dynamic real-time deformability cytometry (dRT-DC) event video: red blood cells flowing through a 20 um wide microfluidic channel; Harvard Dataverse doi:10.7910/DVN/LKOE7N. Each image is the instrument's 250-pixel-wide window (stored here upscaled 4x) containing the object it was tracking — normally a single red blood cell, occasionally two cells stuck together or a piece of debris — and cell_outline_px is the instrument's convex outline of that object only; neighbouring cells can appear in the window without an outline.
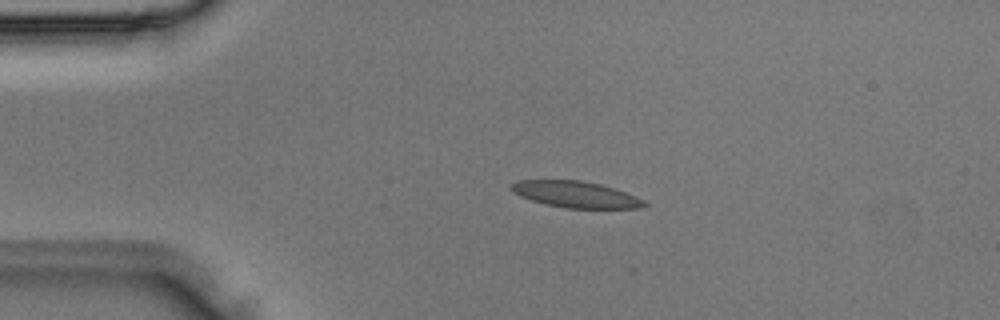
{"species": "Egyptian fruit bat (a non-hibernating species)", "species_latin": "Rousettus aegyptiacus", "temperature_condition": "room temperature", "stored_images_in_passage": 3, "camera_frame_rate_fps": 3000, "um_per_image_px": 0.085, "animal": {"sex": "male"}, "frame": {"image": 1, "passage_image": 2, "time_ms": 0.333, "image_size_px": [1000, 320], "cell_outline_px": [[648, 204], [644, 208], [564, 208], [544, 204], [520, 196], [512, 192], [512, 184], [520, 180], [580, 180], [600, 184], [624, 192], [644, 200]], "centroid_in_image_um": [48.94, 16.53], "position_along_channel_um": 36.1, "area_um2": 20.23}}